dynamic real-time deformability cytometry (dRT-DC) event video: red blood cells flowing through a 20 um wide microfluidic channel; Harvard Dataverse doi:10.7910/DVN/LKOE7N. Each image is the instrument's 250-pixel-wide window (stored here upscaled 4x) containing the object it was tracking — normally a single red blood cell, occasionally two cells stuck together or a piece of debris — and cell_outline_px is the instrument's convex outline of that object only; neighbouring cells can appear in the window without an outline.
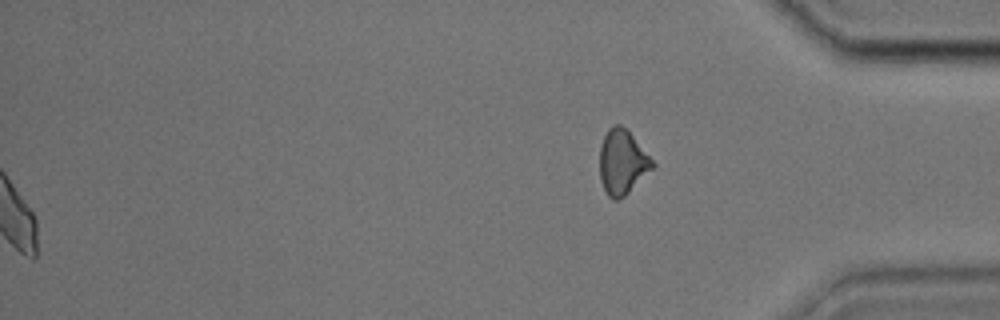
{"species": "common noctule bat (a hibernating species)", "species_latin": "Nyctalus noctula", "temperature_condition": "cold", "stored_images_in_passage": 45, "segment_of_instrument_passage": [2, 2], "camera_frame_rate_fps": 3000, "um_per_image_px": 0.085, "animal": {"sex": "male", "body_mass_g": 17.9, "forearm_length_mm": 54.2}, "frame": {"image": 1, "passage_image": 45, "time_ms": 14.667, "image_size_px": [1000, 320], "cell_outline_px": [[656, 164], [624, 196], [616, 200], [612, 200], [608, 196], [600, 180], [600, 148], [604, 136], [608, 128], [612, 124], [620, 124], [632, 136]], "centroid_in_image_um": [52.86, 13.78], "position_along_channel_um": 382.3, "area_um2": 19.42}}